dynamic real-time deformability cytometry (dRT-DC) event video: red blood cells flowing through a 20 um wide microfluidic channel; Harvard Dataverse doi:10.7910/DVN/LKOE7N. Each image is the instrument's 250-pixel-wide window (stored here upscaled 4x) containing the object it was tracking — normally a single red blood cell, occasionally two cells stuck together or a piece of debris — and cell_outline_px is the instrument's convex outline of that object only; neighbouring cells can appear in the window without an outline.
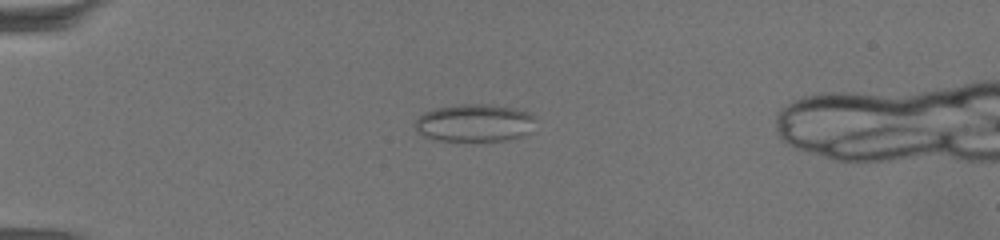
{"species": "common noctule bat (a hibernating species)", "species_latin": "Nyctalus noctula", "temperature_condition": "warm", "stored_images_in_passage": 51, "camera_frame_rate_fps": 3000, "um_per_image_px": 0.085, "animal": {"sex": "female", "body_mass_g": 19.5, "forearm_length_mm": 54.1}, "frame": {"image": 1, "passage_image": 3, "time_ms": 0.667, "image_size_px": [1000, 240], "cell_outline_px": [[536, 116], [528, 132], [520, 136], [504, 140], [436, 140], [424, 136], [416, 132], [416, 120], [424, 112], [436, 108], [460, 104], [488, 104], [516, 108], [528, 112]], "centroid_in_image_um": [40.31, 10.43], "position_along_channel_um": 44.7, "area_um2": 26.13}}
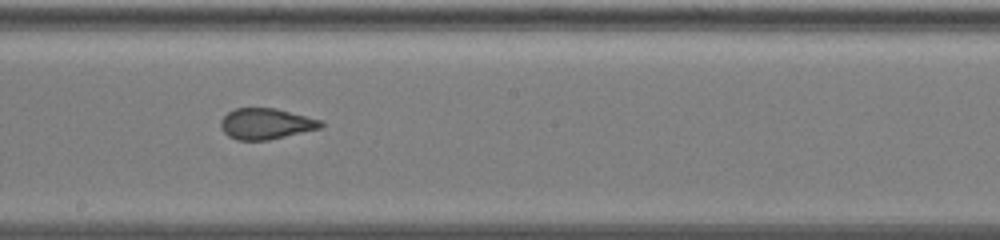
{"frame": {"image": 2, "passage_image": 23, "time_ms": 7.333, "image_size_px": [1000, 240], "cell_outline_px": [[324, 124], [320, 128], [268, 140], [236, 140], [228, 136], [220, 128], [220, 120], [228, 112], [236, 108], [276, 108], [324, 120]], "centroid_in_image_um": [22.61, 10.51], "position_along_channel_um": 225.6, "area_um2": 18.15}}
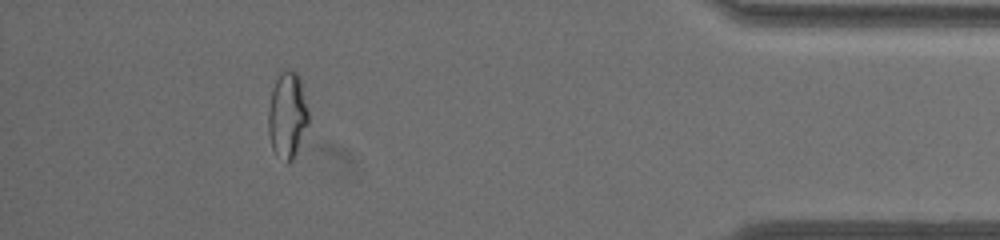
{"frame": {"image": 3, "passage_image": 44, "time_ms": 14.333, "image_size_px": [1000, 240], "cell_outline_px": [[308, 124], [296, 152], [292, 160], [288, 164], [284, 164], [276, 156], [272, 148], [268, 132], [268, 108], [272, 88], [276, 80], [284, 68], [288, 68], [296, 72], [300, 76], [308, 112]], "centroid_in_image_um": [24.4, 9.8], "position_along_channel_um": 410.8, "area_um2": 20.46}}